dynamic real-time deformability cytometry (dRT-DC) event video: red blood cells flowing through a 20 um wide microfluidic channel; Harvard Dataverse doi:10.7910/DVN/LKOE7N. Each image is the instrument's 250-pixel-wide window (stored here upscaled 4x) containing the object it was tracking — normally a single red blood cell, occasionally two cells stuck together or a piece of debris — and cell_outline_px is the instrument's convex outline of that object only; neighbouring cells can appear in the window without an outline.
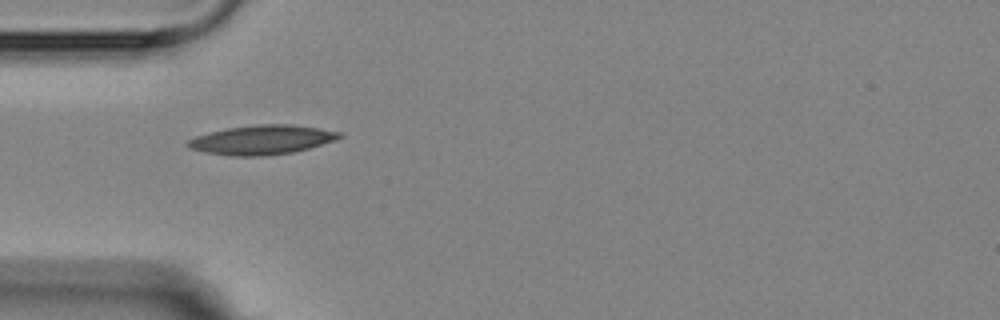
{"species": "Egyptian fruit bat (a non-hibernating species)", "species_latin": "Rousettus aegyptiacus", "temperature_condition": "room temperature", "stored_images_in_passage": 2, "camera_frame_rate_fps": 3000, "um_per_image_px": 0.085, "animal": {"sex": "female"}, "frame": {"image": 1, "passage_image": 1, "time_ms": 0.0, "image_size_px": [1000, 320], "cell_outline_px": [[344, 136], [336, 140], [308, 148], [292, 152], [268, 156], [232, 156], [204, 152], [188, 148], [184, 144], [188, 140], [196, 136], [228, 128], [256, 124], [292, 124], [340, 132]], "centroid_in_image_um": [22.24, 11.89], "position_along_channel_um": 62.8, "area_um2": 25.84}}
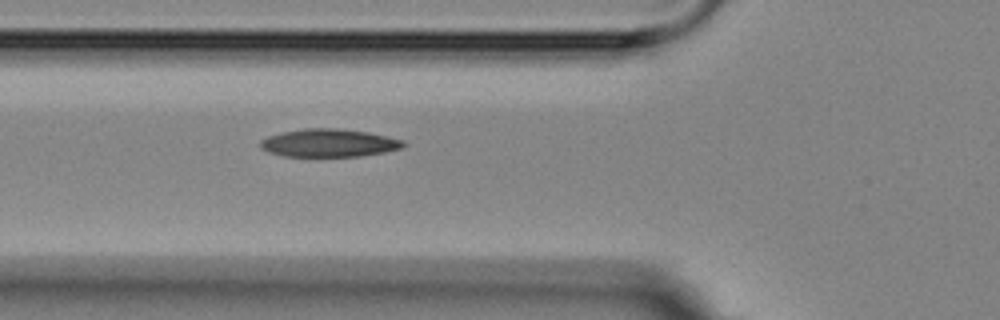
{"frame": {"image": 2, "passage_image": 2, "time_ms": 1.0, "image_size_px": [1000, 320], "cell_outline_px": [[408, 144], [400, 148], [384, 152], [360, 156], [284, 156], [268, 152], [260, 148], [260, 140], [268, 136], [280, 132], [304, 128], [336, 128], [368, 132], [404, 140]], "centroid_in_image_um": [27.94, 12.14], "position_along_channel_um": 97.9, "area_um2": 23.35}}